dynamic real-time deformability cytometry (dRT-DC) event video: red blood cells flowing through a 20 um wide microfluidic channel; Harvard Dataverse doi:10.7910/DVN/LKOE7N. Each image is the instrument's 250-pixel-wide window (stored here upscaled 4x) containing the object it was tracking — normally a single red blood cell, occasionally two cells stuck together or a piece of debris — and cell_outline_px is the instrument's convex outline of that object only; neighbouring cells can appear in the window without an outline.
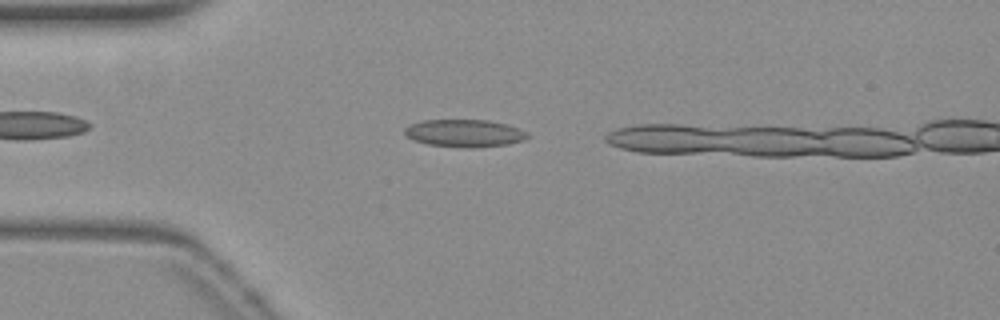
{"species": "common noctule bat (a hibernating species)", "species_latin": "Nyctalus noctula", "temperature_condition": "warm", "stored_images_in_passage": 10, "camera_frame_rate_fps": 3000, "um_per_image_px": 0.085, "animal": {"sex": "female", "body_mass_g": 19.3, "forearm_length_mm": 54.1}, "frame": {"image": 1, "passage_image": 4, "time_ms": 1.0, "image_size_px": [1000, 320], "cell_outline_px": [[528, 136], [524, 140], [508, 144], [476, 148], [460, 148], [428, 144], [412, 140], [404, 132], [404, 128], [408, 124], [424, 120], [488, 120], [504, 124], [528, 132]], "centroid_in_image_um": [39.44, 11.33], "position_along_channel_um": 45.6, "area_um2": 19.77}}